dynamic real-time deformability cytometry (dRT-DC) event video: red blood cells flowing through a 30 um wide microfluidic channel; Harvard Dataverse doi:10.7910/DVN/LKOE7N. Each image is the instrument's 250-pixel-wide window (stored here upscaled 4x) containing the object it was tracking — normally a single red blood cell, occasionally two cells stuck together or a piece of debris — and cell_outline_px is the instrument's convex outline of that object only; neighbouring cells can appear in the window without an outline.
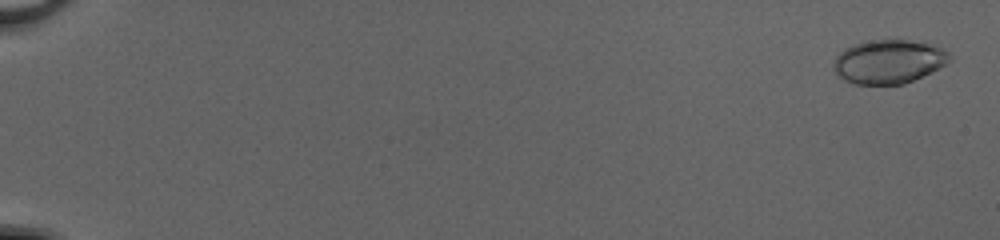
{"species": "common noctule bat (a hibernating species)", "species_latin": "Nyctalus noctula", "temperature_condition": "cold", "stored_images_in_passage": 52, "camera_frame_rate_fps": 3000, "um_per_image_px": 0.085, "animal": {"sex": "female", "body_mass_g": 20.0, "forearm_length_mm": 54.0}, "frame": {"image": 1, "passage_image": 2, "time_ms": 0.333, "image_size_px": [1000, 240], "cell_outline_px": [[952, 60], [932, 72], [904, 84], [852, 84], [844, 80], [832, 68], [832, 64], [836, 56], [844, 48], [856, 44], [872, 40], [908, 40], [928, 44], [940, 48], [948, 52], [952, 56]], "centroid_in_image_um": [75.53, 5.25], "position_along_channel_um": 9.5, "area_um2": 29.54}}
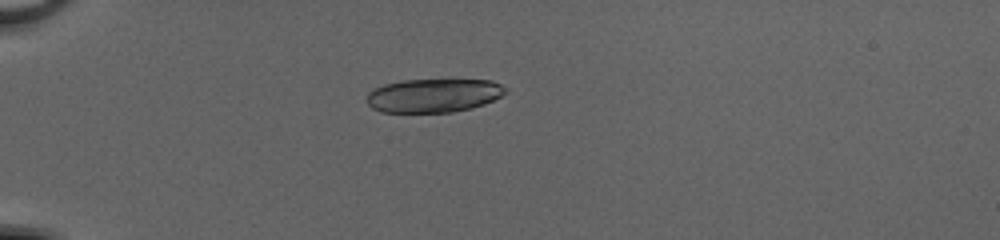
{"frame": {"image": 2, "passage_image": 17, "time_ms": 5.333, "image_size_px": [1000, 240], "cell_outline_px": [[508, 92], [484, 104], [452, 112], [380, 112], [372, 108], [368, 104], [368, 92], [384, 84], [404, 80], [492, 80], [508, 88]], "centroid_in_image_um": [36.87, 8.11], "position_along_channel_um": 48.1, "area_um2": 27.05}, "authors_computed_cell_mechanics": {"area_um2": 29.0734, "velocity_mm_per_s": 4.1471, "shape_relaxation_time_tau1_ms": 2.5592, "shape_relaxation_time_tau2_ms": 4.0072, "deformation_change_tau1": 0.3728, "deformation_change_tau2": 0.0751}}